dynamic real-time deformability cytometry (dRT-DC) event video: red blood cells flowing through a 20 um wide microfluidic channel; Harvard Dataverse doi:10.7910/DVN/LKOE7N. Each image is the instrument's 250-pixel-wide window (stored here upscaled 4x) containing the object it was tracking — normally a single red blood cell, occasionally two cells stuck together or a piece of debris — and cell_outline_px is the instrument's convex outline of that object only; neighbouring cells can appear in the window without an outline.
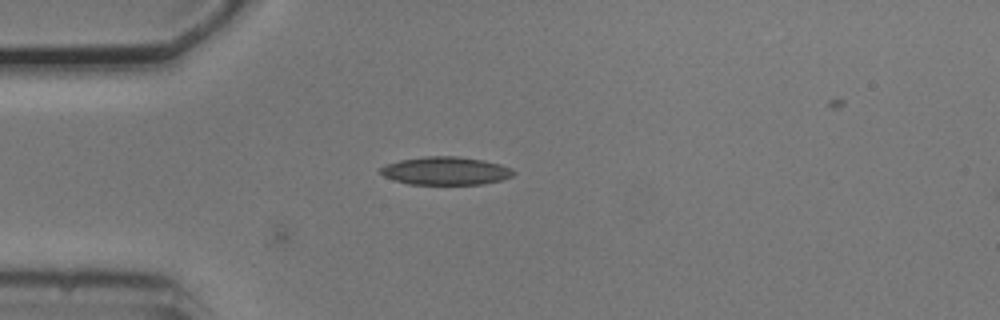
{"species": "common noctule bat (a hibernating species)", "species_latin": "Nyctalus noctula", "temperature_condition": "cold", "stored_images_in_passage": 3, "camera_frame_rate_fps": 3000, "um_per_image_px": 0.085, "animal": {"sex": "male", "body_mass_g": 20.5, "forearm_length_mm": 52.5}, "frame": {"image": 1, "passage_image": 3, "time_ms": 0.667, "image_size_px": [1000, 320], "cell_outline_px": [[516, 172], [512, 176], [500, 180], [484, 184], [408, 184], [384, 176], [380, 172], [380, 168], [384, 164], [400, 160], [424, 156], [460, 156], [484, 160], [500, 164], [512, 168]], "centroid_in_image_um": [37.89, 14.51], "position_along_channel_um": 47.1, "area_um2": 21.85}}